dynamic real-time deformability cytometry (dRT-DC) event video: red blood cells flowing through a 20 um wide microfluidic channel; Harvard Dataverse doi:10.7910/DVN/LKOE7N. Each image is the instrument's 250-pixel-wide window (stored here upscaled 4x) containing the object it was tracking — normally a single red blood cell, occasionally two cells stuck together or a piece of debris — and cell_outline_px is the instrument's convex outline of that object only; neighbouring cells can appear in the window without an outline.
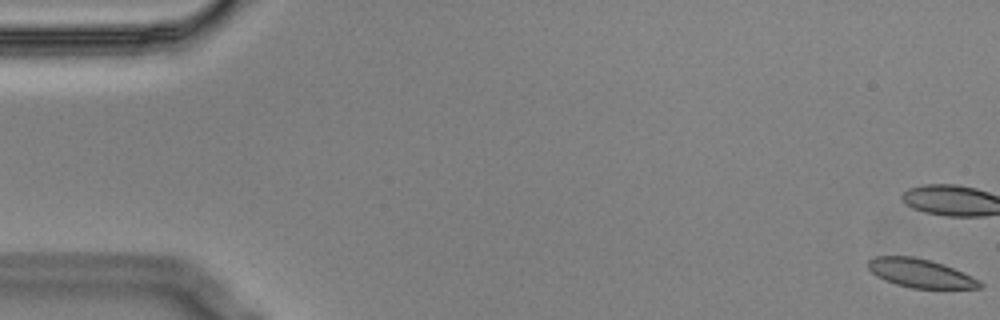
{"species": "Egyptian fruit bat (a non-hibernating species)", "species_latin": "Rousettus aegyptiacus", "temperature_condition": "cold", "stored_images_in_passage": 57, "camera_frame_rate_fps": 3000, "um_per_image_px": 0.085, "animal": {"sex": "male"}, "frame": {"image": 1, "passage_image": 1, "time_ms": 0.0, "image_size_px": [1000, 320], "cell_outline_px": [[984, 284], [980, 288], [912, 288], [896, 284], [884, 280], [876, 276], [868, 268], [868, 260], [876, 256], [912, 256], [932, 260], [944, 264]], "centroid_in_image_um": [78.16, 23.21], "position_along_channel_um": 6.8, "area_um2": 18.38}}